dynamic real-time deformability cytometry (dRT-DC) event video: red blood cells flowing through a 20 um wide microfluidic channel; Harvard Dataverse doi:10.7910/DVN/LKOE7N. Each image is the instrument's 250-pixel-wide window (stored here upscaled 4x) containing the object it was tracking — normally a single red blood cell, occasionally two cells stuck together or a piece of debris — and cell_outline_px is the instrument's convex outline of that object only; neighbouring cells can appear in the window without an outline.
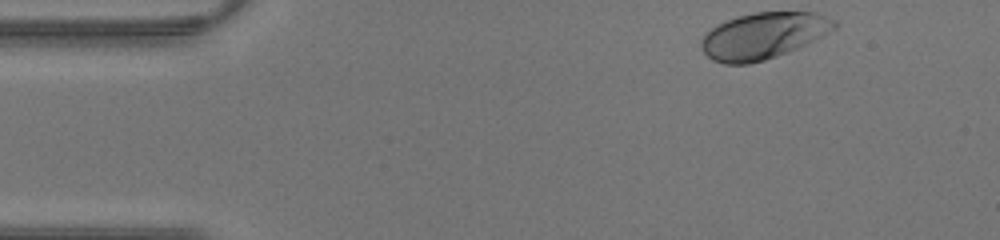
{"species": "human", "species_latin": "Homo sapiens", "temperature_condition": "warm", "stored_images_in_passage": 34, "camera_frame_rate_fps": 3000, "um_per_image_px": 0.085, "donor": {"sex": "male"}, "frame": {"image": 1, "passage_image": 1, "time_ms": 0.0, "image_size_px": [1000, 240], "cell_outline_px": [[840, 24], [836, 28], [824, 36], [788, 52], [764, 60], [748, 64], [724, 64], [712, 60], [700, 48], [700, 40], [716, 24], [752, 12], [820, 12], [836, 20]], "centroid_in_image_um": [64.93, 3.03], "position_along_channel_um": 20.1, "area_um2": 36.24}}
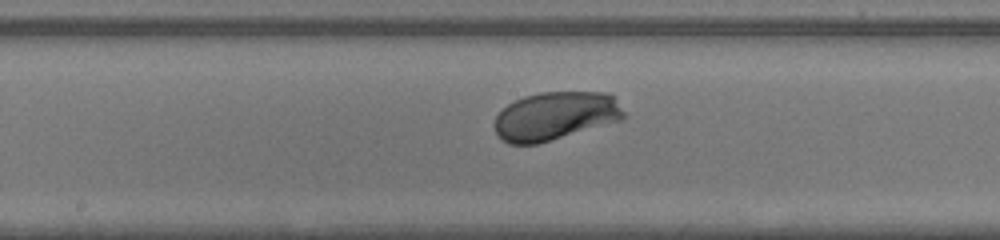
{"frame": {"image": 2, "passage_image": 18, "time_ms": 5.667, "image_size_px": [1000, 240], "cell_outline_px": [[628, 116], [620, 120], [536, 144], [508, 144], [500, 140], [492, 124], [496, 116], [508, 104], [524, 96], [540, 92], [608, 92], [612, 96]], "centroid_in_image_um": [47.16, 9.85], "position_along_channel_um": 201.0, "area_um2": 36.3}}
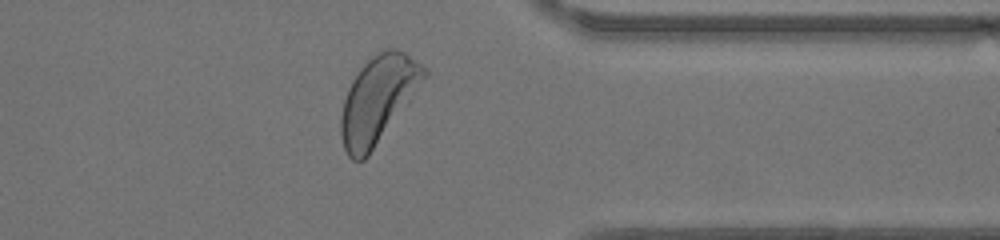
{"frame": {"image": 3, "passage_image": 30, "time_ms": 9.667, "image_size_px": [1000, 240], "cell_outline_px": [[428, 72], [368, 156], [364, 160], [352, 160], [348, 156], [344, 148], [340, 132], [340, 116], [344, 100], [348, 88], [352, 80], [360, 68], [372, 56], [388, 48], [396, 48], [404, 52], [428, 68]], "centroid_in_image_um": [32.08, 8.44], "position_along_channel_um": 379.3, "area_um2": 40.86}}